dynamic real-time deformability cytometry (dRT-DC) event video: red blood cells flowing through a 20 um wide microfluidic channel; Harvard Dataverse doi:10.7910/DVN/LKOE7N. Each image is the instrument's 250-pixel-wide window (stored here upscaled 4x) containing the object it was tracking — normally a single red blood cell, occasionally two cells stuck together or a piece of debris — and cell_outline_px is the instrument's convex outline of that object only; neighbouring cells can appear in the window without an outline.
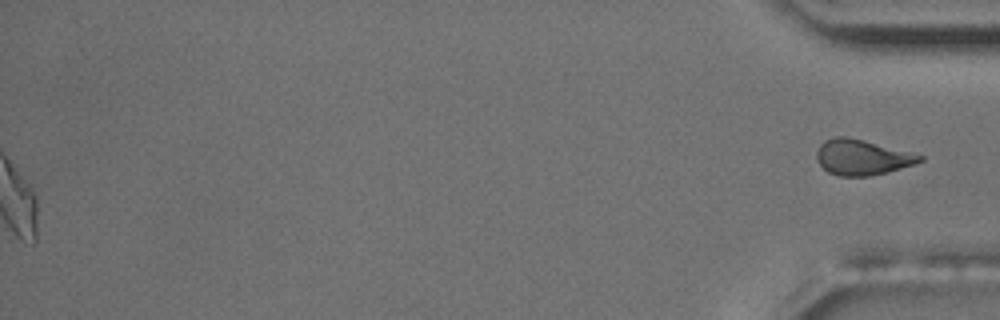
{"species": "common noctule bat (a hibernating species)", "species_latin": "Nyctalus noctula", "temperature_condition": "room temperature", "stored_images_in_passage": 41, "segment_of_instrument_passage": [2, 2], "camera_frame_rate_fps": 3000, "um_per_image_px": 0.085, "animal": {"sex": "male", "body_mass_g": 17.5, "forearm_length_mm": 52.3}, "frame": {"image": 1, "passage_image": 41, "time_ms": 13.333, "image_size_px": [1000, 320], "cell_outline_px": [[924, 160], [900, 168], [868, 176], [840, 176], [828, 172], [816, 160], [816, 152], [820, 144], [824, 140], [836, 136], [848, 136], [924, 156]], "centroid_in_image_um": [73.21, 13.36], "position_along_channel_um": 362.0, "area_um2": 20.98}}